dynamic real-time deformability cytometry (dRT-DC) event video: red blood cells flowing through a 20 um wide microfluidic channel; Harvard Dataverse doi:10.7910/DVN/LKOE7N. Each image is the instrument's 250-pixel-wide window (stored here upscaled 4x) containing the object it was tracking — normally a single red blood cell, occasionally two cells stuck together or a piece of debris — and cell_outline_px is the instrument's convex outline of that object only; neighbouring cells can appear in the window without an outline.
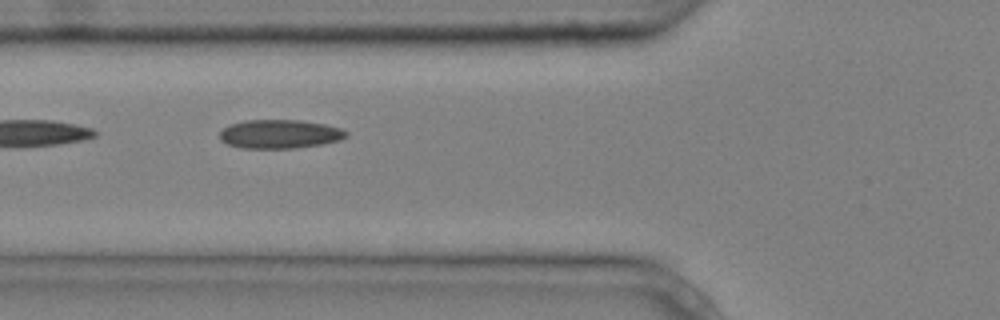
{"species": "common noctule bat (a hibernating species)", "species_latin": "Nyctalus noctula", "temperature_condition": "cold", "stored_images_in_passage": 7, "camera_frame_rate_fps": 3000, "um_per_image_px": 0.085, "animal": {"sex": "male", "body_mass_g": 20.4}, "frame": {"image": 1, "passage_image": 4, "time_ms": 1.0, "image_size_px": [1000, 320], "cell_outline_px": [[348, 136], [340, 140], [320, 144], [296, 148], [240, 148], [228, 144], [220, 140], [220, 132], [228, 124], [244, 120], [300, 120], [324, 124], [340, 128], [348, 132]], "centroid_in_image_um": [23.76, 11.39], "position_along_channel_um": 102.0, "area_um2": 21.27}}